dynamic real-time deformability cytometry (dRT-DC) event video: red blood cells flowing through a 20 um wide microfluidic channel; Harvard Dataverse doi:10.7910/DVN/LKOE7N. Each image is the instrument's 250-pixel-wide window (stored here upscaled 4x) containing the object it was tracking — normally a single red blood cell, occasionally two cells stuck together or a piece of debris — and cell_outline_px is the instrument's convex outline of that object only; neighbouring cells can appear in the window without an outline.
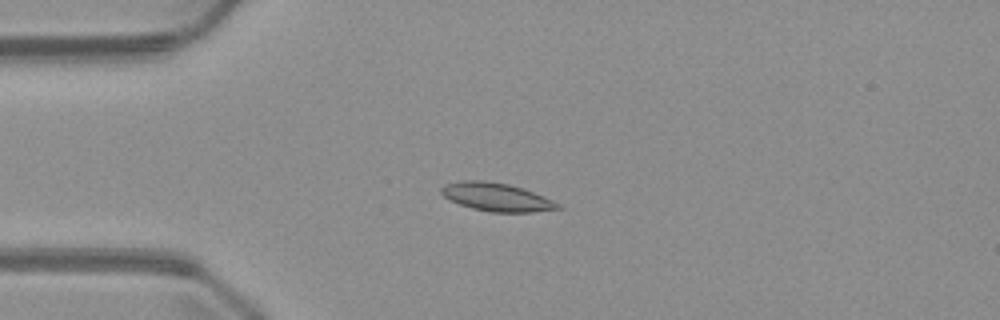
{"species": "common noctule bat (a hibernating species)", "species_latin": "Nyctalus noctula", "temperature_condition": "warm", "stored_images_in_passage": 51, "camera_frame_rate_fps": 3000, "um_per_image_px": 0.085, "animal": {"sex": "male", "body_mass_g": 23.1, "forearm_length_mm": 52.7}, "frame": {"image": 1, "passage_image": 13, "time_ms": 4.0, "image_size_px": [1000, 320], "cell_outline_px": [[564, 208], [532, 212], [488, 212], [472, 208], [460, 204], [444, 196], [440, 192], [440, 188], [444, 184], [464, 180], [484, 180], [508, 184], [524, 188], [544, 196], [560, 204]], "centroid_in_image_um": [42.22, 16.74], "position_along_channel_um": 42.8, "area_um2": 19.25}}
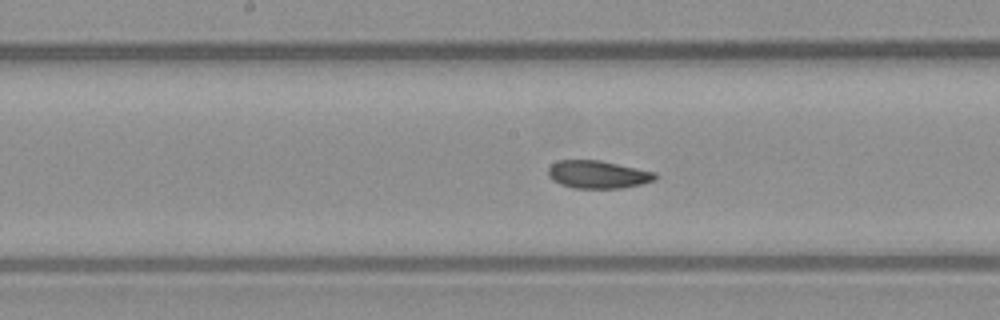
{"frame": {"image": 2, "passage_image": 26, "time_ms": 8.333, "image_size_px": [1000, 320], "cell_outline_px": [[656, 180], [640, 184], [620, 188], [572, 188], [560, 184], [552, 180], [548, 176], [548, 168], [556, 160], [600, 160], [656, 172]], "centroid_in_image_um": [50.79, 14.82], "position_along_channel_um": 197.4, "area_um2": 17.4}}
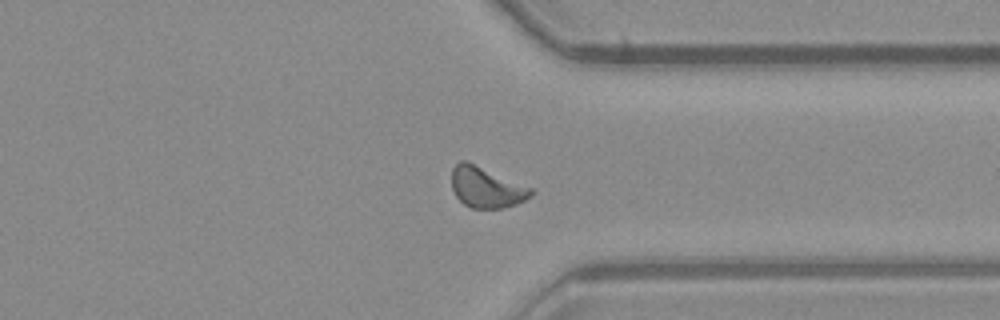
{"frame": {"image": 3, "passage_image": 39, "time_ms": 12.667, "image_size_px": [1000, 320], "cell_outline_px": [[532, 196], [516, 204], [504, 208], [472, 208], [464, 204], [456, 196], [452, 188], [452, 168], [460, 160], [468, 160], [532, 188]], "centroid_in_image_um": [41.32, 15.9], "position_along_channel_um": 370.1, "area_um2": 18.9}}